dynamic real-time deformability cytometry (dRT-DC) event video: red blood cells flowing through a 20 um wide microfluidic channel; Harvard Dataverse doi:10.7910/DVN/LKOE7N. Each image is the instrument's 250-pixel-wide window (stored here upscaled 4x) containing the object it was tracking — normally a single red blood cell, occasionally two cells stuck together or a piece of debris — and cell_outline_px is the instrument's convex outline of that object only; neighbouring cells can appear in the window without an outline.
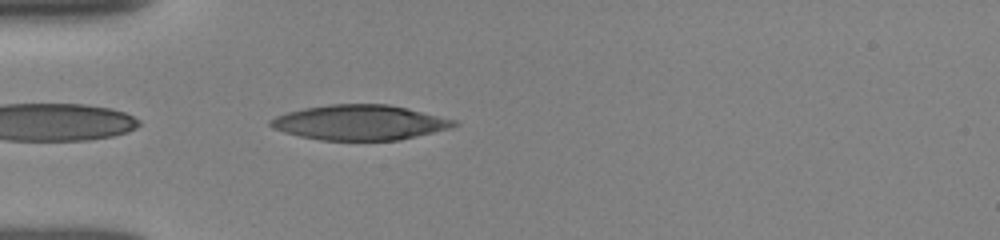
{"species": "human", "species_latin": "Homo sapiens", "temperature_condition": "room temperature", "stored_images_in_passage": 38, "camera_frame_rate_fps": 3000, "um_per_image_px": 0.085, "donor": {"sex": "female"}, "frame": {"image": 1, "passage_image": 2, "time_ms": 0.333, "image_size_px": [1000, 240], "cell_outline_px": [[460, 124], [448, 128], [400, 140], [320, 140], [300, 136], [284, 132], [272, 128], [268, 124], [268, 120], [276, 116], [288, 112], [304, 108], [332, 104], [388, 104], [408, 108], [456, 120]], "centroid_in_image_um": [30.56, 10.41], "position_along_channel_um": 54.4, "area_um2": 37.34}}
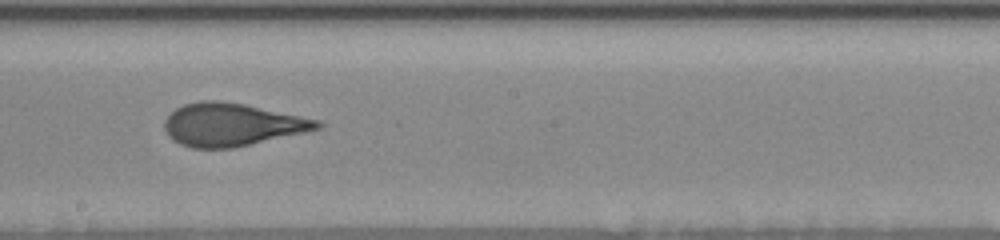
{"frame": {"image": 2, "passage_image": 16, "time_ms": 5.0, "image_size_px": [1000, 240], "cell_outline_px": [[324, 124], [320, 128], [304, 132], [232, 148], [192, 148], [180, 144], [172, 140], [168, 136], [164, 128], [164, 120], [176, 108], [184, 104], [200, 100], [220, 100], [244, 104], [320, 120]], "centroid_in_image_um": [19.67, 10.59], "position_along_channel_um": 228.5, "area_um2": 37.97}}
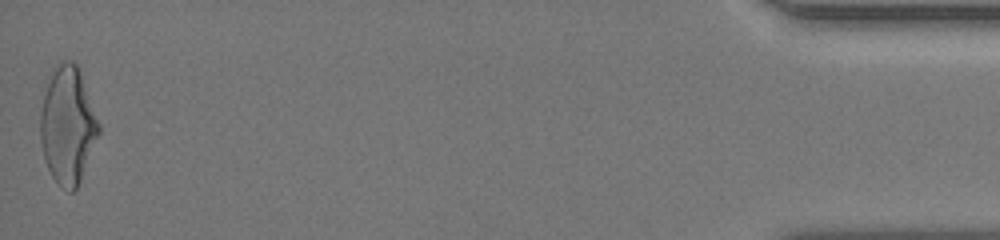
{"frame": {"image": 3, "passage_image": 38, "time_ms": 12.333, "image_size_px": [1000, 240], "cell_outline_px": [[100, 132], [80, 180], [76, 188], [72, 192], [68, 192], [60, 188], [52, 176], [44, 160], [40, 140], [40, 112], [44, 80], [60, 60], [72, 60], [76, 64], [80, 72], [100, 124]], "centroid_in_image_um": [5.71, 10.61], "position_along_channel_um": 429.5, "area_um2": 40.46}, "authors_computed_cell_mechanics": {"area_um2": 37.6567, "velocity_mm_per_s": 3.9127, "shape_relaxation_time_tau1_ms": 4.5806, "shape_relaxation_time_tau2_ms": 0.9597, "deformation_change_tau1": 0.1885, "deformation_change_tau2": 0.0908}}